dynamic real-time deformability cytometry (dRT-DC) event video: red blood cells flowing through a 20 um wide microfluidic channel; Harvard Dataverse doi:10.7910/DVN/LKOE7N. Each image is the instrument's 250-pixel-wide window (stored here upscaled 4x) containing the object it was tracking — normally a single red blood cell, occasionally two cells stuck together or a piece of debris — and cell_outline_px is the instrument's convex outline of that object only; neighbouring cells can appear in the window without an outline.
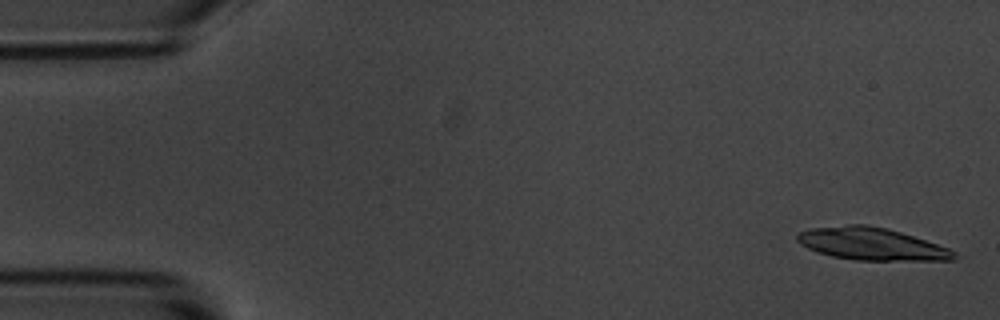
{"species": "common noctule bat (a hibernating species)", "species_latin": "Nyctalus noctula", "temperature_condition": "room temperature", "stored_images_in_passage": 4, "camera_frame_rate_fps": 3000, "um_per_image_px": 0.085, "animal": {"sex": "male", "body_mass_g": 20.1, "forearm_length_mm": 53.5}, "frame": {"image": 1, "passage_image": 1, "time_ms": 0.0, "image_size_px": [1000, 320], "cell_outline_px": [[956, 260], [856, 260], [832, 256], [808, 248], [800, 244], [796, 240], [796, 236], [800, 232], [812, 228], [848, 224], [868, 224], [888, 228], [948, 248], [956, 252]], "centroid_in_image_um": [74.07, 20.73], "position_along_channel_um": 10.9, "area_um2": 29.36}}